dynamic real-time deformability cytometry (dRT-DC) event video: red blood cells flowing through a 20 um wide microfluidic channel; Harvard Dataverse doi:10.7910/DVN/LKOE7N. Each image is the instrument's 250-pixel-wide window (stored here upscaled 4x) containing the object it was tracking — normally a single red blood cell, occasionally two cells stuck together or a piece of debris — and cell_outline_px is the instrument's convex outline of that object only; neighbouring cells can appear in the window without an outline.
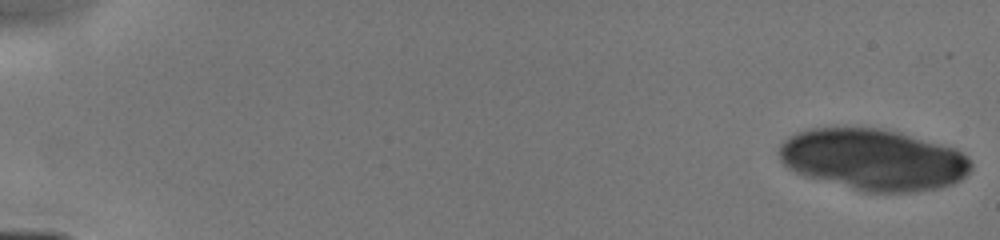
{"species": "human", "species_latin": "Homo sapiens", "temperature_condition": "cold", "stored_images_in_passage": 31, "camera_frame_rate_fps": 3000, "um_per_image_px": 0.085, "donor": {"sex": "male"}, "frame": {"image": 1, "passage_image": 1, "time_ms": 0.0, "image_size_px": [1000, 240], "cell_outline_px": [[972, 168], [960, 180], [952, 184], [940, 188], [912, 192], [860, 192], [804, 176], [788, 168], [780, 160], [780, 144], [788, 136], [796, 132], [812, 128], [876, 128], [900, 132], [956, 148], [968, 156], [972, 160]], "centroid_in_image_um": [74.24, 13.57], "position_along_channel_um": 10.8, "area_um2": 69.13}}
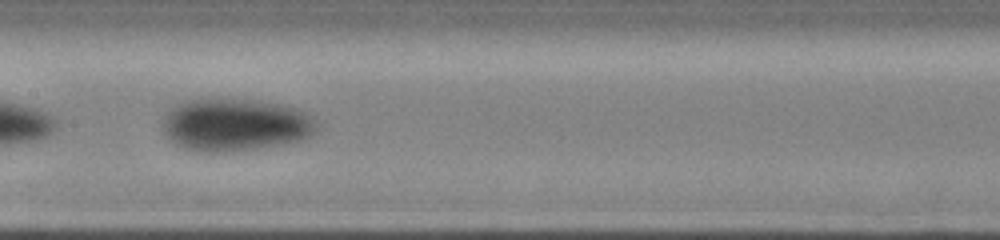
{"frame": {"image": 2, "passage_image": 30, "time_ms": 8.333, "image_size_px": [1000, 240], "cell_outline_px": [[320, 124], [316, 132], [300, 140], [280, 144], [256, 148], [220, 152], [200, 152], [184, 148], [176, 144], [164, 132], [160, 124], [160, 120], [164, 112], [176, 104], [188, 100], [208, 96], [260, 100], [296, 108], [308, 112]], "centroid_in_image_um": [19.95, 10.56], "position_along_channel_um": 187.5, "area_um2": 48.32}}